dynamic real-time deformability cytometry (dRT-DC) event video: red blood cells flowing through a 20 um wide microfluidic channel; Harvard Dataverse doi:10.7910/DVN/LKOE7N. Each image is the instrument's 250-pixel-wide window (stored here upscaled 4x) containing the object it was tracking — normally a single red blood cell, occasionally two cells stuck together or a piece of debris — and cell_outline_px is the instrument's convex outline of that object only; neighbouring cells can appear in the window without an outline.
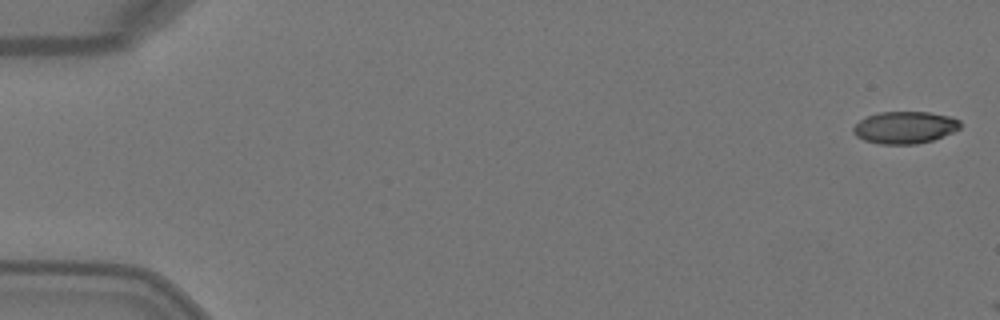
{"species": "Egyptian fruit bat (a non-hibernating species)", "species_latin": "Rousettus aegyptiacus", "temperature_condition": "warm", "stored_images_in_passage": 2, "camera_frame_rate_fps": 3000, "um_per_image_px": 0.085, "animal": {"sex": "female"}, "frame": {"image": 1, "passage_image": 1, "time_ms": 0.0, "image_size_px": [1000, 320], "cell_outline_px": [[960, 128], [952, 132], [932, 140], [916, 144], [880, 144], [864, 140], [856, 136], [852, 132], [852, 128], [860, 120], [868, 116], [880, 112], [928, 112], [948, 116], [960, 120]], "centroid_in_image_um": [76.89, 10.84], "position_along_channel_um": 8.1, "area_um2": 19.88}}